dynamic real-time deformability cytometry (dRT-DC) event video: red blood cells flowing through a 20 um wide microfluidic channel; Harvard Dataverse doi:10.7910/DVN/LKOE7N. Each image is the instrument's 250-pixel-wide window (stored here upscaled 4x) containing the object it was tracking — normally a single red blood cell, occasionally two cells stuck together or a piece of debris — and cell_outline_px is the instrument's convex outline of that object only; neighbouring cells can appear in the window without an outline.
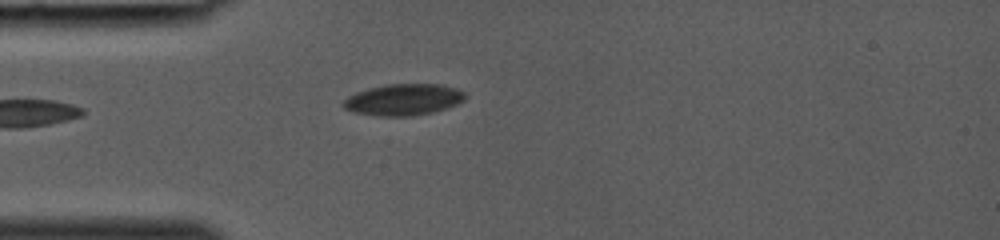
{"species": "common noctule bat (a hibernating species)", "species_latin": "Nyctalus noctula", "temperature_condition": "room temperature", "stored_images_in_passage": 28, "camera_frame_rate_fps": 3000, "um_per_image_px": 0.085, "animal": {"sex": "female", "body_mass_g": 19.0, "forearm_length_mm": 53.3}, "frame": {"image": 1, "passage_image": 1, "time_ms": 0.0, "image_size_px": [1000, 240], "cell_outline_px": [[464, 100], [456, 104], [432, 112], [412, 116], [380, 116], [352, 112], [344, 108], [340, 104], [348, 96], [356, 92], [368, 88], [384, 84], [440, 84], [456, 88], [464, 92]], "centroid_in_image_um": [34.24, 8.46], "position_along_channel_um": 50.8, "area_um2": 22.31}}
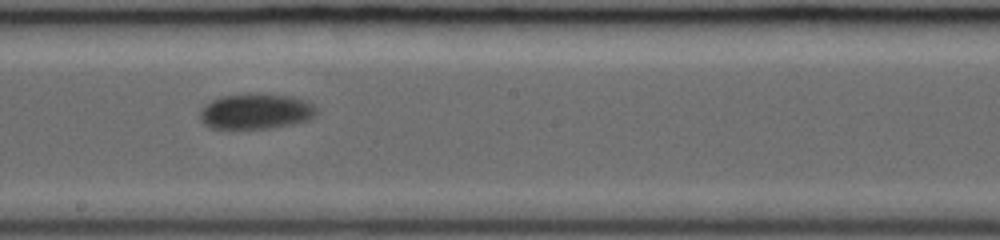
{"frame": {"image": 2, "passage_image": 12, "time_ms": 3.667, "image_size_px": [1000, 240], "cell_outline_px": [[320, 112], [316, 116], [308, 120], [292, 124], [268, 128], [208, 128], [200, 120], [200, 108], [204, 104], [220, 96], [292, 96], [304, 100], [312, 104]], "centroid_in_image_um": [21.74, 9.51], "position_along_channel_um": 226.5, "area_um2": 23.52}}
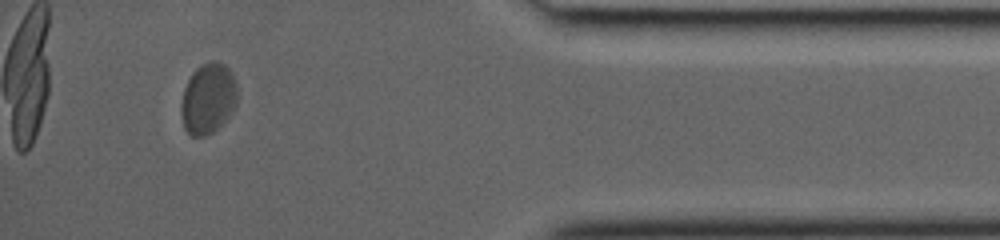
{"frame": {"image": 3, "passage_image": 25, "time_ms": 8.0, "image_size_px": [1000, 240], "cell_outline_px": [[236, 104], [232, 112], [208, 136], [192, 136], [184, 128], [180, 112], [180, 104], [184, 88], [192, 72], [196, 68], [212, 60], [216, 60], [224, 64], [232, 72], [236, 80]], "centroid_in_image_um": [17.67, 8.36], "position_along_channel_um": 417.5, "area_um2": 23.18}}